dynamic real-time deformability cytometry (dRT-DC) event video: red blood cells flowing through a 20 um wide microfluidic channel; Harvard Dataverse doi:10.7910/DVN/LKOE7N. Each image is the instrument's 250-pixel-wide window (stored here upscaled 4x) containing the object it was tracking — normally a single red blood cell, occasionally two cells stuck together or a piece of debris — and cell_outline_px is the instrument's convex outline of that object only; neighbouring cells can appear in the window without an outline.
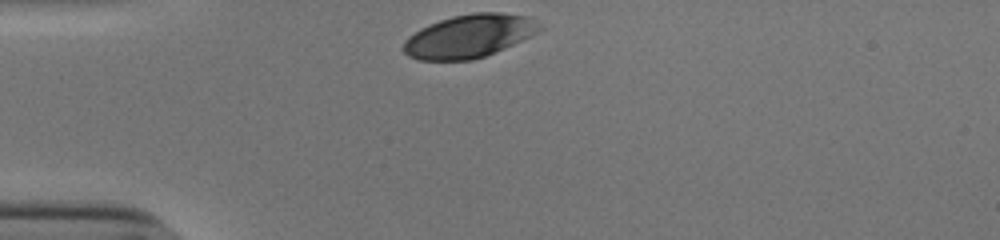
{"species": "human", "species_latin": "Homo sapiens", "temperature_condition": "cold", "stored_images_in_passage": 30, "camera_frame_rate_fps": 3000, "um_per_image_px": 0.085, "donor": {"sex": "male"}, "frame": {"image": 1, "passage_image": 1, "time_ms": 0.0, "image_size_px": [1000, 240], "cell_outline_px": [[544, 28], [532, 36], [504, 48], [484, 56], [472, 60], [416, 60], [408, 56], [404, 52], [404, 40], [408, 36], [420, 28], [428, 24], [452, 16], [472, 12], [500, 12], [528, 16]], "centroid_in_image_um": [39.87, 3.06], "position_along_channel_um": 45.1, "area_um2": 34.33}}
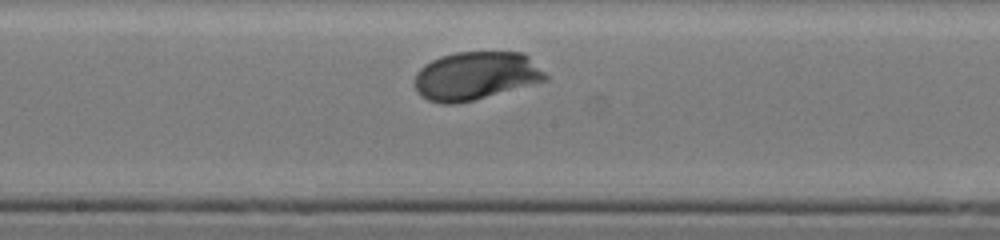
{"frame": {"image": 2, "passage_image": 16, "time_ms": 5.0, "image_size_px": [1000, 240], "cell_outline_px": [[548, 80], [472, 100], [456, 104], [444, 104], [428, 100], [420, 96], [416, 88], [416, 72], [424, 64], [440, 56], [456, 52], [524, 52], [548, 76]], "centroid_in_image_um": [40.43, 6.44], "position_along_channel_um": 207.8, "area_um2": 36.59}}
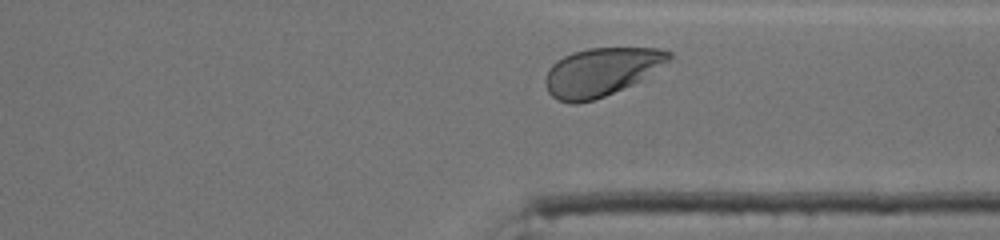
{"frame": {"image": 3, "passage_image": 28, "time_ms": 9.0, "image_size_px": [1000, 240], "cell_outline_px": [[672, 56], [668, 60], [640, 80], [632, 84], [604, 96], [592, 100], [576, 104], [568, 104], [556, 100], [548, 92], [544, 84], [544, 76], [548, 68], [556, 60], [572, 52], [588, 48], [660, 48], [672, 52]], "centroid_in_image_um": [51.02, 6.12], "position_along_channel_um": 360.4, "area_um2": 34.68}, "authors_computed_cell_mechanics": {"area_um2": 35.7493, "velocity_mm_per_s": 3.7864, "shape_relaxation_time_tau1_ms": 2.1905, "shape_relaxation_time_tau2_ms": null, "deformation_change_tau1": 0.1271, "deformation_change_tau2": null}}